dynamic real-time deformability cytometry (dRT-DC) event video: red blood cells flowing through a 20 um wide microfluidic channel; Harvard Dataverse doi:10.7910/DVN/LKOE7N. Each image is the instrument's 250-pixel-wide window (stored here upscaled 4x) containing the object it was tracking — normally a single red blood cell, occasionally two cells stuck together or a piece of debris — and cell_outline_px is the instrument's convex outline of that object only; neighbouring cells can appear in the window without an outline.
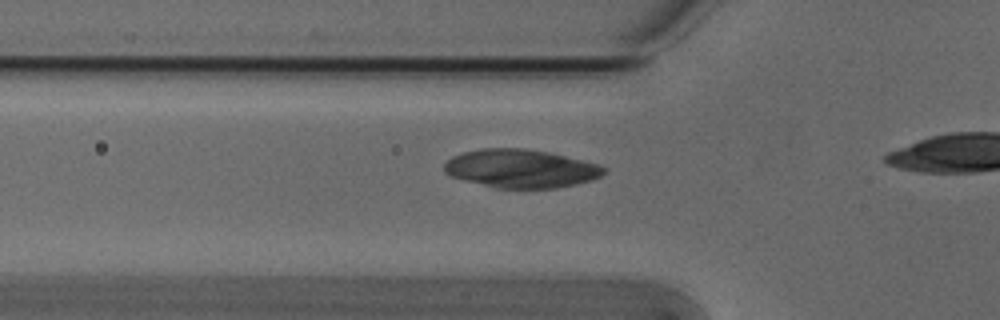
{"species": "Egyptian fruit bat (a non-hibernating species)", "species_latin": "Rousettus aegyptiacus", "temperature_condition": "cold", "stored_images_in_passage": 18, "camera_frame_rate_fps": 3000, "um_per_image_px": 0.085, "animal": {"sex": "male"}, "frame": {"image": 1, "passage_image": 6, "time_ms": 1.667, "image_size_px": [1000, 320], "cell_outline_px": [[608, 168], [600, 176], [592, 180], [576, 184], [556, 188], [496, 188], [464, 180], [452, 176], [444, 172], [444, 164], [452, 156], [464, 152], [484, 148], [524, 148], [548, 152], [600, 164]], "centroid_in_image_um": [44.29, 14.33], "position_along_channel_um": 81.5, "area_um2": 35.66}}
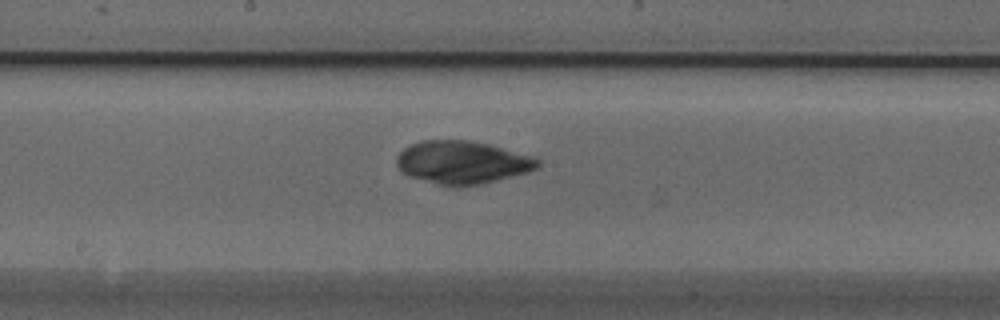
{"frame": {"image": 2, "passage_image": 16, "time_ms": 5.0, "image_size_px": [1000, 320], "cell_outline_px": [[540, 168], [528, 172], [480, 184], [456, 188], [452, 188], [408, 176], [400, 172], [396, 164], [396, 156], [404, 148], [420, 140], [468, 140], [488, 144], [536, 156], [540, 160]], "centroid_in_image_um": [39.3, 13.81], "position_along_channel_um": 208.9, "area_um2": 35.84}}